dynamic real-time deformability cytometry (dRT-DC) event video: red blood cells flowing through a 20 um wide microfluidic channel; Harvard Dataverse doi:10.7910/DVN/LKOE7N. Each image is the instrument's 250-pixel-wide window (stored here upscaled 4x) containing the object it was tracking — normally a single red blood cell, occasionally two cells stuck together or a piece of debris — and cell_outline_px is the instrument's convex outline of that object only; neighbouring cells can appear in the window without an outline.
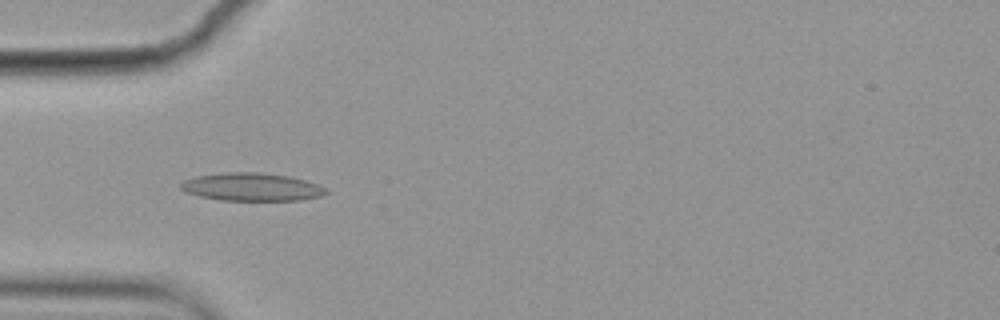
{"species": "common noctule bat (a hibernating species)", "species_latin": "Nyctalus noctula", "temperature_condition": "cold", "stored_images_in_passage": 6, "camera_frame_rate_fps": 3000, "um_per_image_px": 0.085, "animal": {"sex": "female", "body_mass_g": 19.9}, "frame": {"image": 1, "passage_image": 3, "time_ms": 0.667, "image_size_px": [1000, 320], "cell_outline_px": [[328, 192], [320, 196], [300, 200], [220, 200], [200, 196], [188, 192], [180, 188], [180, 184], [184, 180], [196, 176], [220, 172], [260, 172], [288, 176], [304, 180], [316, 184], [324, 188]], "centroid_in_image_um": [21.36, 15.88], "position_along_channel_um": 63.6, "area_um2": 23.47}}
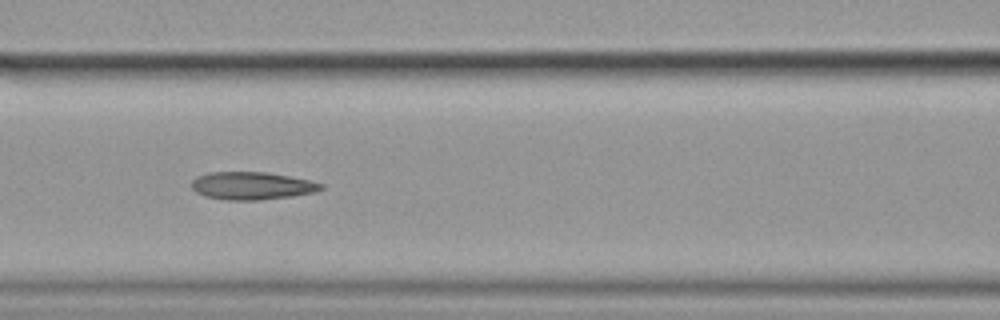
{"frame": {"image": 2, "passage_image": 5, "time_ms": 1.333, "image_size_px": [1000, 320], "cell_outline_px": [[324, 188], [316, 192], [292, 196], [260, 200], [228, 200], [204, 196], [196, 192], [192, 188], [192, 180], [196, 176], [208, 172], [268, 172], [308, 180], [324, 184]], "centroid_in_image_um": [21.4, 15.79], "position_along_channel_um": 145.2, "area_um2": 20.98}}
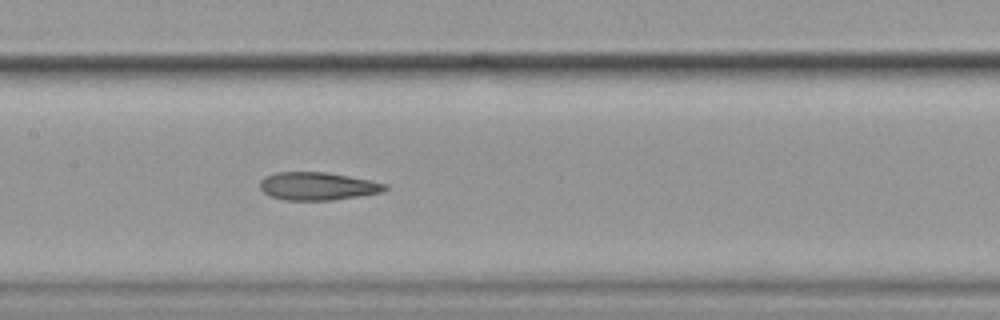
{"frame": {"image": 3, "passage_image": 6, "time_ms": 1.667, "image_size_px": [1000, 320], "cell_outline_px": [[388, 188], [384, 192], [360, 196], [332, 200], [284, 200], [272, 196], [264, 192], [260, 188], [260, 180], [264, 176], [276, 172], [324, 172], [372, 180], [388, 184]], "centroid_in_image_um": [27.03, 15.82], "position_along_channel_um": 180.4, "area_um2": 20.46}}